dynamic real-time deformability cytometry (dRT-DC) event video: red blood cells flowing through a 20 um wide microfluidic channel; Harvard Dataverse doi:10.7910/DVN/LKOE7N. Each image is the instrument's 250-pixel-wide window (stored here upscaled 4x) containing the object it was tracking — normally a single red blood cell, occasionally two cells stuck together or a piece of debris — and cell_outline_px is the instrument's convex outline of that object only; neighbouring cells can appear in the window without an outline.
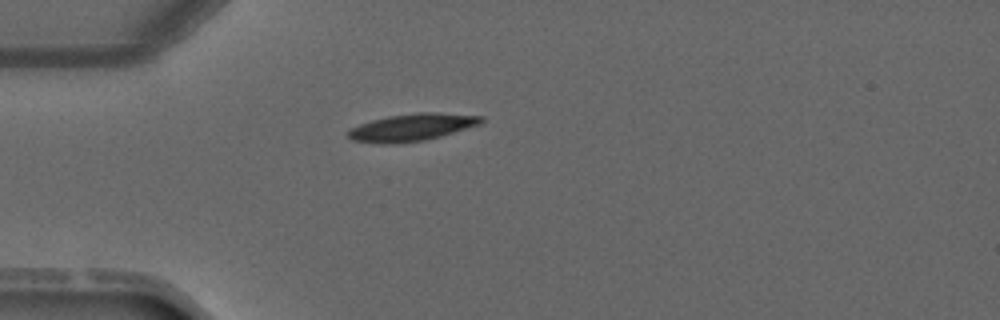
{"species": "common noctule bat (a hibernating species)", "species_latin": "Nyctalus noctula", "temperature_condition": "warm", "stored_images_in_passage": 3, "camera_frame_rate_fps": 3000, "um_per_image_px": 0.085, "animal": {"sex": "male", "forearm_length_mm": 52.5}, "frame": {"image": 1, "passage_image": 3, "time_ms": 2.333, "image_size_px": [1000, 320], "cell_outline_px": [[484, 120], [480, 124], [440, 136], [424, 140], [392, 144], [380, 144], [352, 140], [348, 136], [348, 132], [352, 128], [360, 124], [372, 120], [388, 116], [416, 112], [432, 112], [484, 116]], "centroid_in_image_um": [35.01, 10.82], "position_along_channel_um": 50.0, "area_um2": 20.98}}